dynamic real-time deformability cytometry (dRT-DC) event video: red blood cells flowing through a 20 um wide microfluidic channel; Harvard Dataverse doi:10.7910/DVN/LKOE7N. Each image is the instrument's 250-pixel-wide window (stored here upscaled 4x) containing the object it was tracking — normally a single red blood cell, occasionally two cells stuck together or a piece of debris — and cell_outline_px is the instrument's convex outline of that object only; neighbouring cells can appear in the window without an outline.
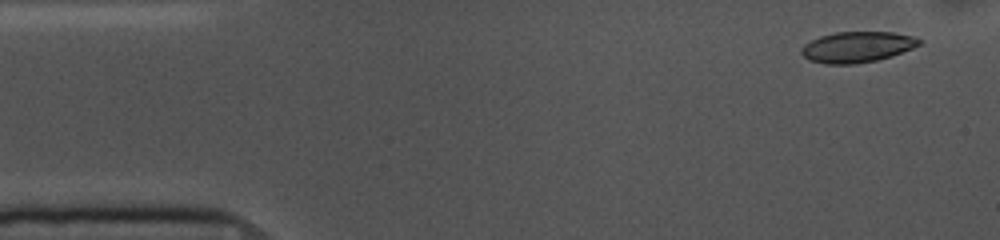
{"species": "common noctule bat (a hibernating species)", "species_latin": "Nyctalus noctula", "temperature_condition": "cold", "stored_images_in_passage": 54, "camera_frame_rate_fps": 3000, "um_per_image_px": 0.085, "animal": {"sex": "female", "body_mass_g": 10.0, "forearm_length_mm": 53.1}, "frame": {"image": 1, "passage_image": 3, "time_ms": 0.667, "image_size_px": [1000, 240], "cell_outline_px": [[920, 44], [912, 48], [892, 56], [876, 60], [856, 64], [824, 64], [808, 60], [800, 52], [800, 48], [804, 44], [820, 36], [836, 32], [892, 32], [912, 36], [920, 40]], "centroid_in_image_um": [72.81, 4.0], "position_along_channel_um": 12.2, "area_um2": 21.1}}
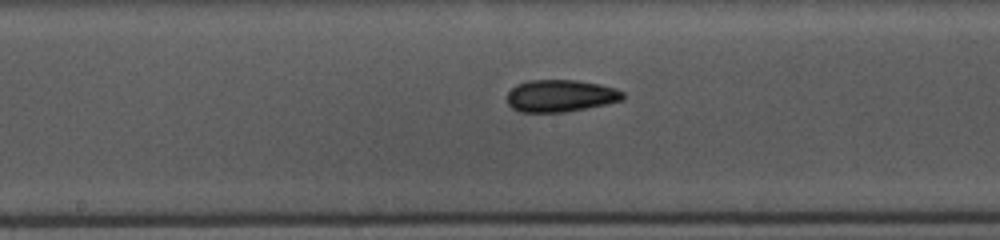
{"frame": {"image": 2, "passage_image": 26, "time_ms": 8.333, "image_size_px": [1000, 240], "cell_outline_px": [[624, 100], [564, 112], [520, 112], [512, 108], [508, 104], [508, 92], [516, 84], [528, 80], [576, 80], [600, 84], [616, 88], [624, 92]], "centroid_in_image_um": [47.64, 8.13], "position_along_channel_um": 200.6, "area_um2": 21.68}}
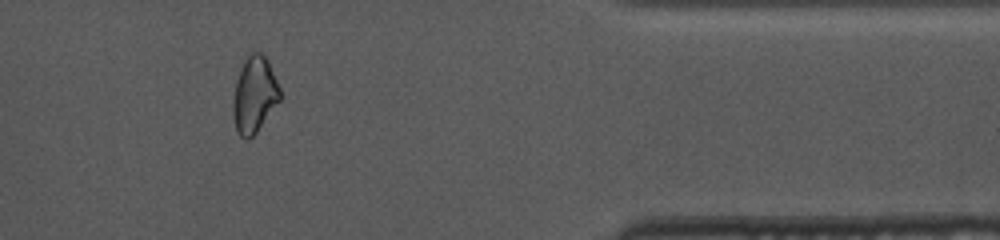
{"frame": {"image": 3, "passage_image": 44, "time_ms": 14.333, "image_size_px": [1000, 240], "cell_outline_px": [[280, 100], [256, 132], [248, 140], [244, 140], [236, 132], [232, 116], [232, 100], [236, 80], [244, 56], [252, 52], [260, 52], [268, 60], [280, 88]], "centroid_in_image_um": [21.58, 8.05], "position_along_channel_um": 389.8, "area_um2": 21.15}, "authors_computed_cell_mechanics": {"area_um2": 21.386, "velocity_mm_per_s": 3.6403, "shape_relaxation_time_tau1_ms": 5.5114, "shape_relaxation_time_tau2_ms": 3.6403, "deformation_change_tau1": 0.1133, "deformation_change_tau2": 0.0876}}